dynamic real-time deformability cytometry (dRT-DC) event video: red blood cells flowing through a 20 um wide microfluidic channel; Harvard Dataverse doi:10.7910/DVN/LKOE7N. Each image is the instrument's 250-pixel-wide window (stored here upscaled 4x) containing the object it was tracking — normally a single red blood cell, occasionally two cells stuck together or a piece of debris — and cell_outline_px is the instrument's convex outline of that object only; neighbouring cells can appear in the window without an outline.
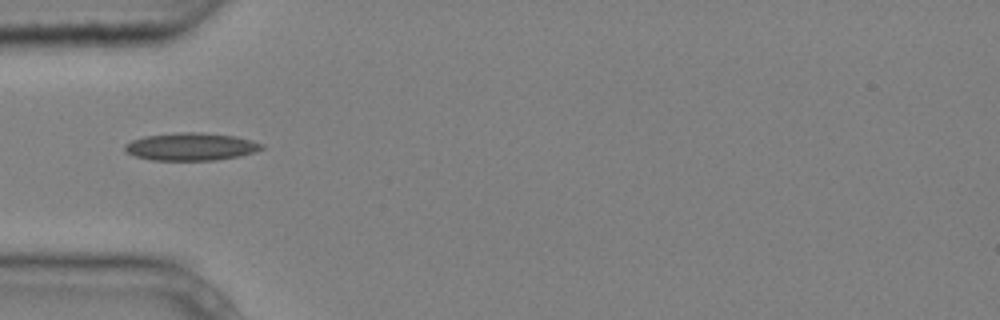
{"species": "common noctule bat (a hibernating species)", "species_latin": "Nyctalus noctula", "temperature_condition": "cold", "stored_images_in_passage": 5, "camera_frame_rate_fps": 3000, "um_per_image_px": 0.085, "animal": {"sex": "male", "body_mass_g": 20.4}, "frame": {"image": 1, "passage_image": 3, "time_ms": 0.667, "image_size_px": [1000, 320], "cell_outline_px": [[264, 148], [256, 152], [240, 156], [216, 160], [152, 160], [136, 156], [128, 152], [124, 148], [124, 144], [132, 140], [144, 136], [176, 132], [200, 132], [236, 136], [252, 140], [264, 144]], "centroid_in_image_um": [16.27, 12.46], "position_along_channel_um": 68.7, "area_um2": 22.2}}
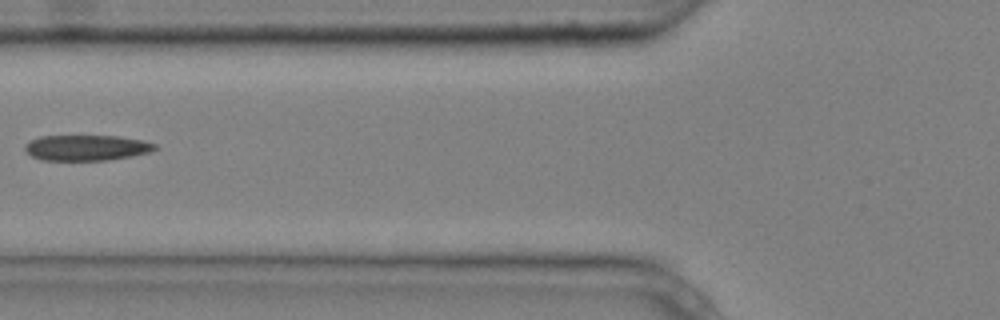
{"frame": {"image": 2, "passage_image": 4, "time_ms": 1.0, "image_size_px": [1000, 320], "cell_outline_px": [[156, 148], [152, 152], [132, 156], [108, 160], [40, 160], [32, 156], [24, 148], [24, 144], [40, 136], [116, 136], [140, 140], [156, 144]], "centroid_in_image_um": [7.35, 12.56], "position_along_channel_um": 118.5, "area_um2": 19.31}}